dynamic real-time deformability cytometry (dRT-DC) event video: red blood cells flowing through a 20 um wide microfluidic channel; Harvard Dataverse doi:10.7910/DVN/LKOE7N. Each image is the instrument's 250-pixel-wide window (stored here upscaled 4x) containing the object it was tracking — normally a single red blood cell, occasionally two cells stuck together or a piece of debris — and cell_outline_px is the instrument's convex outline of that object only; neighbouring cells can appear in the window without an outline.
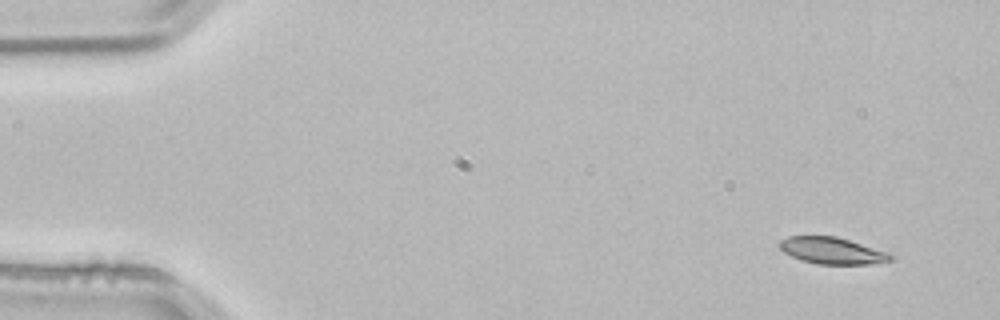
{"species": "common noctule bat (a hibernating species)", "species_latin": "Nyctalus noctula", "temperature_condition": "room temperature", "stored_images_in_passage": 3, "camera_frame_rate_fps": 3000, "um_per_image_px": 0.085, "animal": {"sex": "male", "body_mass_g": 21.5, "forearm_length_mm": 52.0}, "frame": {"image": 1, "passage_image": 1, "time_ms": 0.0, "image_size_px": [1000, 320], "cell_outline_px": [[892, 260], [868, 264], [820, 264], [800, 260], [784, 252], [776, 244], [780, 240], [788, 236], [836, 236], [884, 252], [892, 256]], "centroid_in_image_um": [70.62, 21.3], "position_along_channel_um": 14.4, "area_um2": 16.88}}
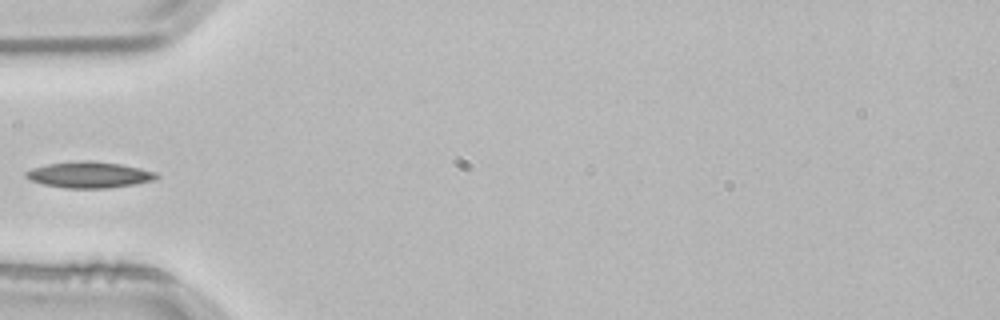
{"frame": {"image": 2, "passage_image": 3, "time_ms": 0.667, "image_size_px": [1000, 320], "cell_outline_px": [[160, 176], [156, 180], [136, 184], [108, 188], [64, 188], [44, 184], [28, 180], [24, 176], [24, 172], [32, 168], [48, 164], [84, 160], [88, 160], [120, 164], [140, 168], [156, 172]], "centroid_in_image_um": [7.59, 14.86], "position_along_channel_um": 77.4, "area_um2": 20.0}}